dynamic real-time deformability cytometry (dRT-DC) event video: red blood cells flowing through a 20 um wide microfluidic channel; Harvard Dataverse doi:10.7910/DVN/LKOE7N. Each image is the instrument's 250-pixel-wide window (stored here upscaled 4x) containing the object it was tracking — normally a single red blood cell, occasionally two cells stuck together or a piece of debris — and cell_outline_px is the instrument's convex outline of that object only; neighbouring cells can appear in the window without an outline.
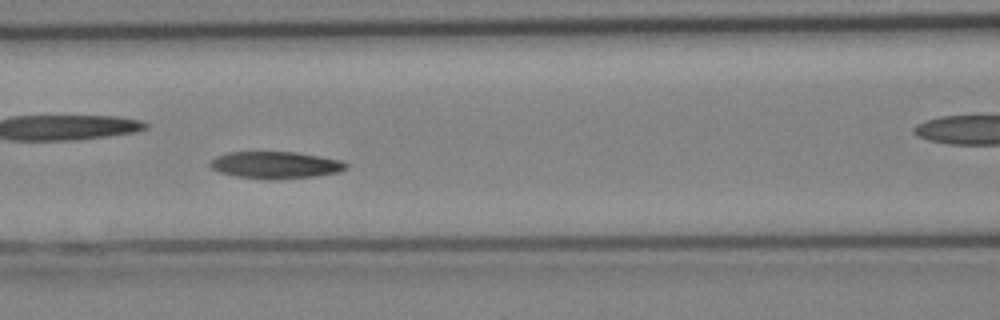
{"species": "Egyptian fruit bat (a non-hibernating species)", "species_latin": "Rousettus aegyptiacus", "temperature_condition": "cold", "stored_images_in_passage": 29, "camera_frame_rate_fps": 3000, "um_per_image_px": 0.085, "animal": {"sex": "female"}, "frame": {"image": 1, "passage_image": 9, "time_ms": 2.667, "image_size_px": [1000, 320], "cell_outline_px": [[348, 168], [340, 172], [316, 176], [236, 176], [220, 172], [212, 168], [208, 164], [216, 156], [228, 152], [296, 152], [320, 156], [340, 160], [348, 164]], "centroid_in_image_um": [23.45, 13.97], "position_along_channel_um": 143.2, "area_um2": 20.29}}
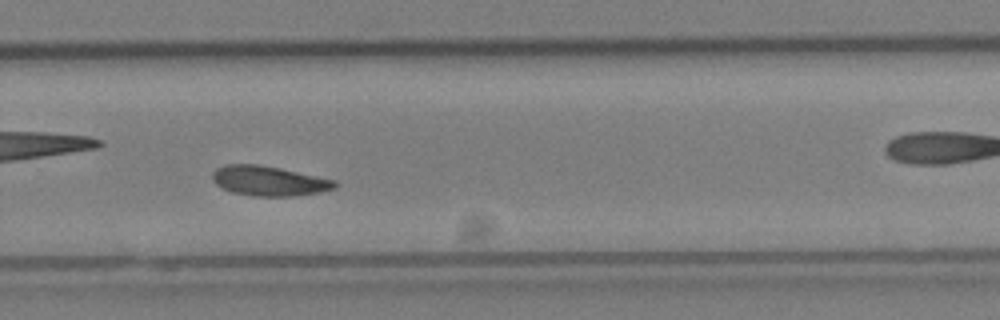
{"frame": {"image": 2, "passage_image": 17, "time_ms": 5.333, "image_size_px": [1000, 320], "cell_outline_px": [[336, 188], [320, 192], [292, 196], [252, 196], [232, 192], [216, 184], [212, 180], [212, 172], [216, 168], [224, 164], [260, 164], [280, 168], [336, 180]], "centroid_in_image_um": [22.84, 15.37], "position_along_channel_um": 307.0, "area_um2": 21.33}}
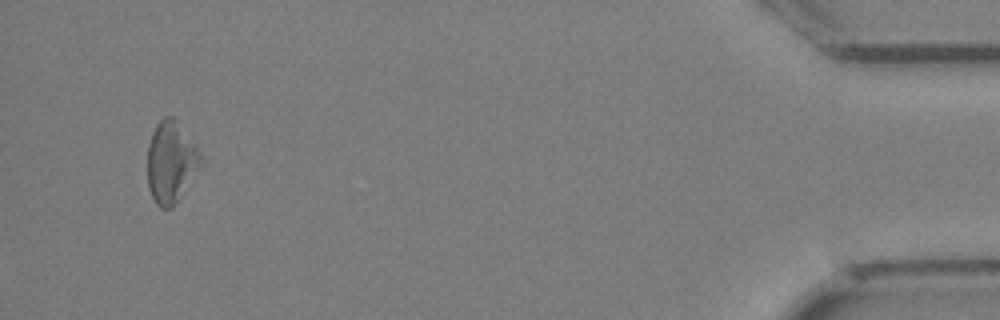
{"frame": {"image": 3, "passage_image": 29, "time_ms": 9.333, "image_size_px": [1000, 320], "cell_outline_px": [[204, 164], [176, 204], [172, 208], [160, 208], [156, 204], [148, 188], [148, 144], [152, 132], [156, 124], [164, 116], [172, 116], [176, 120], [204, 156]], "centroid_in_image_um": [14.57, 13.8], "position_along_channel_um": 420.6, "area_um2": 25.84}}